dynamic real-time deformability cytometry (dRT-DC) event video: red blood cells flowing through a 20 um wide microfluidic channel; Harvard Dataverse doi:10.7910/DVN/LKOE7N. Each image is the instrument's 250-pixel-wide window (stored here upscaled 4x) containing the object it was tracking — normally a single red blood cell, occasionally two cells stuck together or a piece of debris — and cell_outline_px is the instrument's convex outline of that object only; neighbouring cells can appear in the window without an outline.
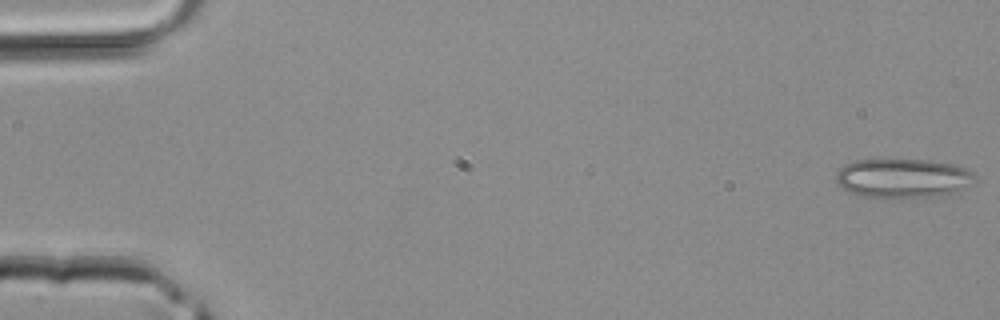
{"species": "common noctule bat (a hibernating species)", "species_latin": "Nyctalus noctula", "temperature_condition": "room temperature", "stored_images_in_passage": 11, "camera_frame_rate_fps": 3000, "um_per_image_px": 0.085, "animal": {"sex": "male", "body_mass_g": 20.4}, "frame": {"image": 1, "passage_image": 1, "time_ms": 0.0, "image_size_px": [1000, 320], "cell_outline_px": [[976, 180], [960, 192], [932, 196], [884, 200], [860, 196], [844, 188], [836, 180], [836, 176], [840, 168], [856, 160], [932, 160], [956, 164], [972, 172], [976, 176]], "centroid_in_image_um": [76.8, 15.18], "position_along_channel_um": 8.2, "area_um2": 32.25}}